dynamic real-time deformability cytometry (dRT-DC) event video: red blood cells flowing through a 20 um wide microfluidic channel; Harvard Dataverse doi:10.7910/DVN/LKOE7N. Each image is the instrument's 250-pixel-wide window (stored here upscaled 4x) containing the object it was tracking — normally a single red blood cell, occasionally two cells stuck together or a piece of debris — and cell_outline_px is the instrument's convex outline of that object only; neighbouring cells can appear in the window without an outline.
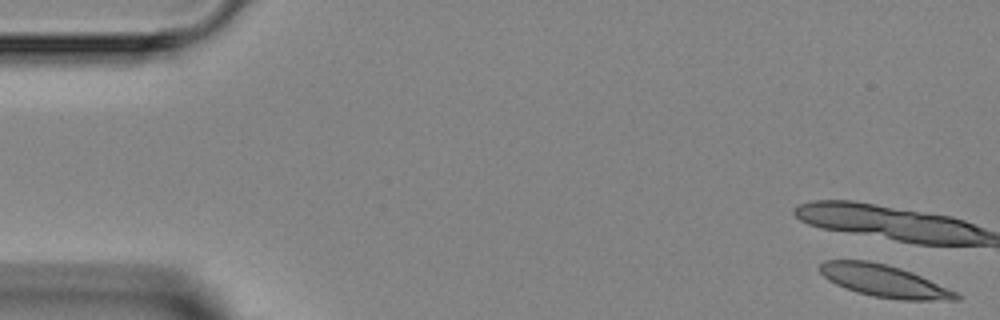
{"species": "Egyptian fruit bat (a non-hibernating species)", "species_latin": "Rousettus aegyptiacus", "temperature_condition": "room temperature", "stored_images_in_passage": 7, "camera_frame_rate_fps": 3000, "um_per_image_px": 0.085, "animal": {"sex": "female"}, "frame": {"image": 1, "passage_image": 1, "time_ms": 0.0, "image_size_px": [1000, 320], "cell_outline_px": [[960, 300], [900, 300], [872, 296], [856, 292], [844, 288], [828, 280], [820, 272], [820, 264], [824, 260], [868, 260], [900, 268], [912, 272], [948, 288], [956, 292], [960, 296]], "centroid_in_image_um": [75.13, 23.89], "position_along_channel_um": 9.9, "area_um2": 25.49}}